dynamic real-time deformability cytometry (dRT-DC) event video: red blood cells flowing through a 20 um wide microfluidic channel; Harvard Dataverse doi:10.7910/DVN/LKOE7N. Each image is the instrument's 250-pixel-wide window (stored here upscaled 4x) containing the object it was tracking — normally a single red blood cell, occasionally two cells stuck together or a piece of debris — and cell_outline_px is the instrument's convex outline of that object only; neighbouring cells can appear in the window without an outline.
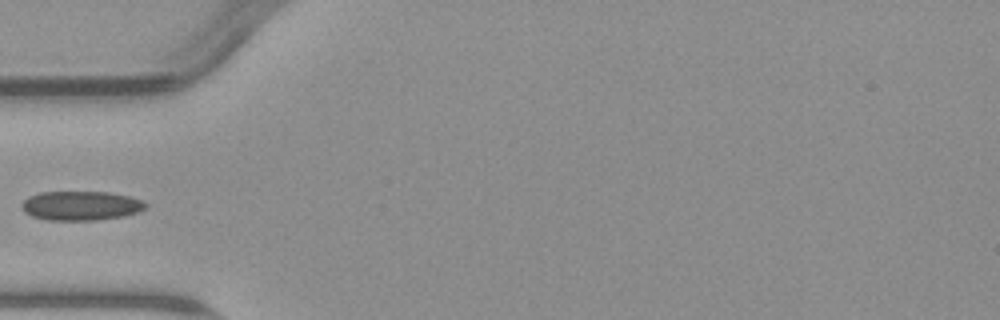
{"species": "common noctule bat (a hibernating species)", "species_latin": "Nyctalus noctula", "temperature_condition": "warm", "stored_images_in_passage": 5, "camera_frame_rate_fps": 3000, "um_per_image_px": 0.085, "animal": {"sex": "male", "body_mass_g": 23.1, "forearm_length_mm": 52.7}, "frame": {"image": 1, "passage_image": 5, "time_ms": 5.667, "image_size_px": [1000, 320], "cell_outline_px": [[148, 208], [124, 216], [96, 220], [48, 220], [32, 216], [24, 212], [20, 204], [28, 196], [40, 192], [108, 192], [128, 196], [144, 200], [148, 204]], "centroid_in_image_um": [6.89, 17.48], "position_along_channel_um": 78.1, "area_um2": 21.27}}